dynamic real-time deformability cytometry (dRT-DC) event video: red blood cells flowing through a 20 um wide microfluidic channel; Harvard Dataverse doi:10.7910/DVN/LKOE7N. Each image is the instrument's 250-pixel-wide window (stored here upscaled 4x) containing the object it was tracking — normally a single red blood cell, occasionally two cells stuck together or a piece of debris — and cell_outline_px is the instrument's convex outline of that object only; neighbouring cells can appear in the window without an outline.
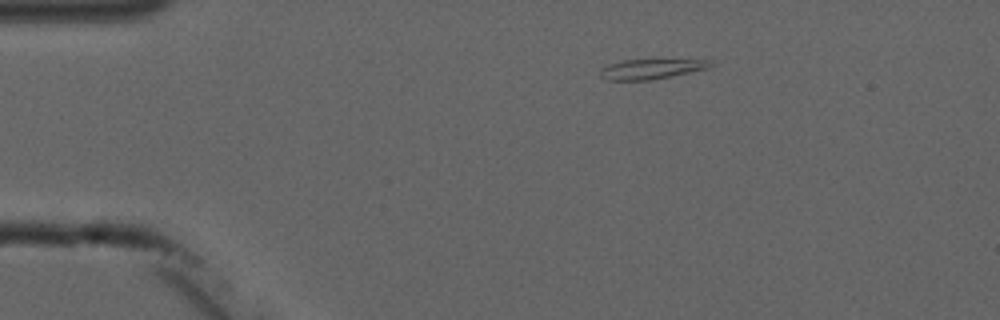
{"species": "common noctule bat (a hibernating species)", "species_latin": "Nyctalus noctula", "temperature_condition": "cold", "stored_images_in_passage": 9, "camera_frame_rate_fps": 3000, "um_per_image_px": 0.085, "animal": {"sex": "male", "forearm_length_mm": 52.5}, "frame": {"image": 1, "passage_image": 1, "time_ms": 0.0, "image_size_px": [1000, 320], "cell_outline_px": [[712, 64], [708, 68], [672, 76], [652, 80], [608, 80], [600, 76], [600, 68], [608, 64], [624, 60], [712, 60]], "centroid_in_image_um": [55.31, 5.87], "position_along_channel_um": 29.7, "area_um2": 12.72}}
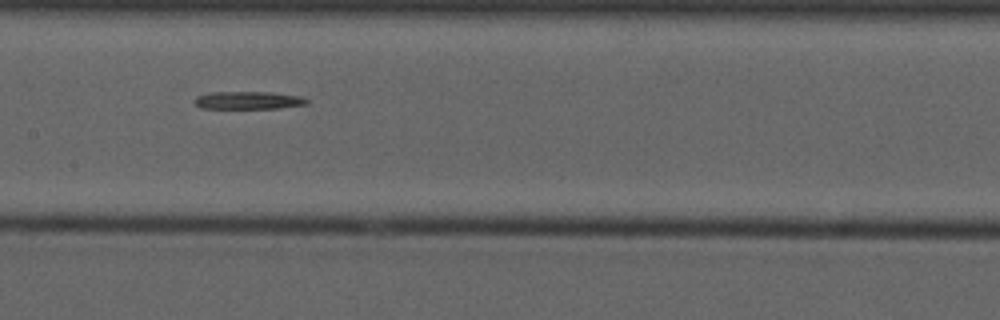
{"frame": {"image": 2, "passage_image": 6, "time_ms": 5.667, "image_size_px": [1000, 320], "cell_outline_px": [[308, 104], [280, 108], [200, 108], [192, 100], [196, 96], [212, 92], [272, 92], [300, 96], [308, 100]], "centroid_in_image_um": [21.09, 8.52], "position_along_channel_um": 186.3, "area_um2": 11.62}}
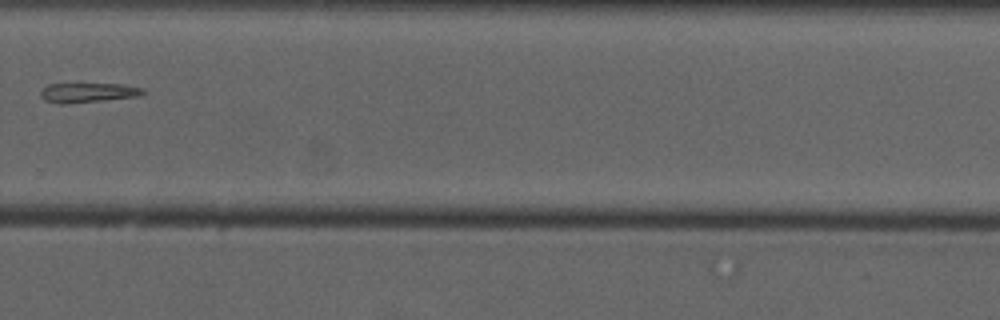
{"frame": {"image": 3, "passage_image": 9, "time_ms": 9.333, "image_size_px": [1000, 320], "cell_outline_px": [[148, 92], [140, 96], [104, 100], [64, 104], [60, 104], [44, 100], [40, 96], [40, 92], [48, 84], [120, 84], [144, 88]], "centroid_in_image_um": [7.51, 7.87], "position_along_channel_um": 322.3, "area_um2": 11.73}}